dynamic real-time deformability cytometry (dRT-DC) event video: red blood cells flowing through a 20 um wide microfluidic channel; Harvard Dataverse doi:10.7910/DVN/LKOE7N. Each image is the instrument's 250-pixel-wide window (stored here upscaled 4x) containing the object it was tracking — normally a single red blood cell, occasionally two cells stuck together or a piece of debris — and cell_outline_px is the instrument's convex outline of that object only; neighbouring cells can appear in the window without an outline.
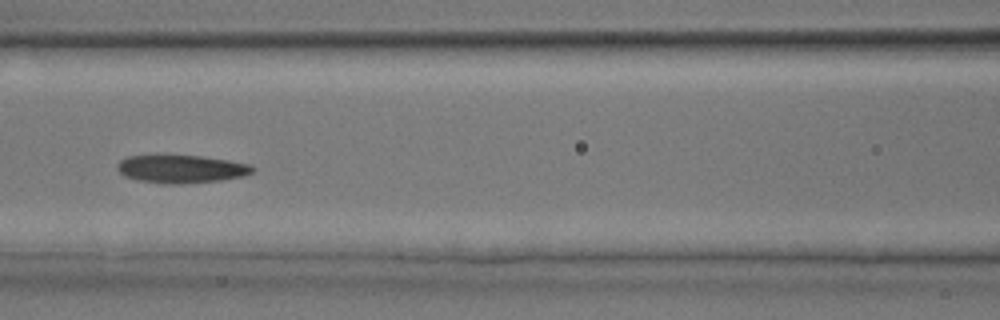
{"species": "common noctule bat (a hibernating species)", "species_latin": "Nyctalus noctula", "temperature_condition": "room temperature", "stored_images_in_passage": 39, "camera_frame_rate_fps": 3000, "um_per_image_px": 0.085, "animal": {"sex": "male", "body_mass_g": 17.9, "forearm_length_mm": 54.2}, "frame": {"image": 1, "passage_image": 17, "time_ms": 5.333, "image_size_px": [1000, 320], "cell_outline_px": [[256, 168], [252, 172], [244, 176], [220, 180], [180, 184], [160, 184], [136, 180], [124, 176], [116, 168], [116, 164], [120, 160], [128, 156], [200, 156], [228, 160], [248, 164]], "centroid_in_image_um": [15.37, 14.38], "position_along_channel_um": 151.2, "area_um2": 22.02}}
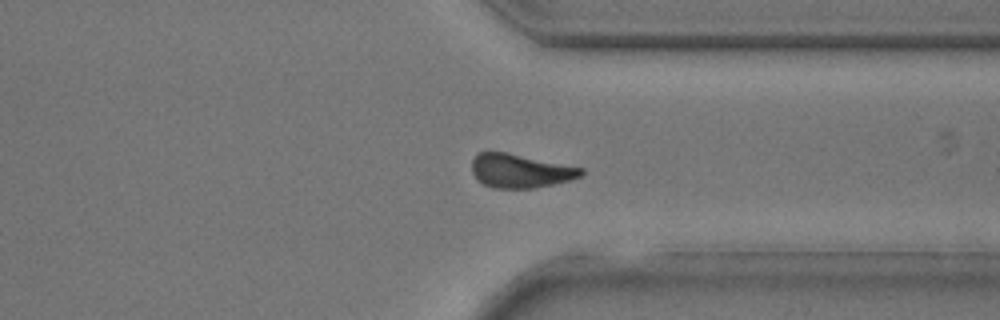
{"frame": {"image": 2, "passage_image": 29, "time_ms": 9.333, "image_size_px": [1000, 320], "cell_outline_px": [[584, 172], [580, 176], [572, 180], [532, 188], [492, 188], [476, 180], [472, 172], [472, 160], [476, 152], [508, 152], [584, 168]], "centroid_in_image_um": [44.2, 14.52], "position_along_channel_um": 367.2, "area_um2": 21.68}}
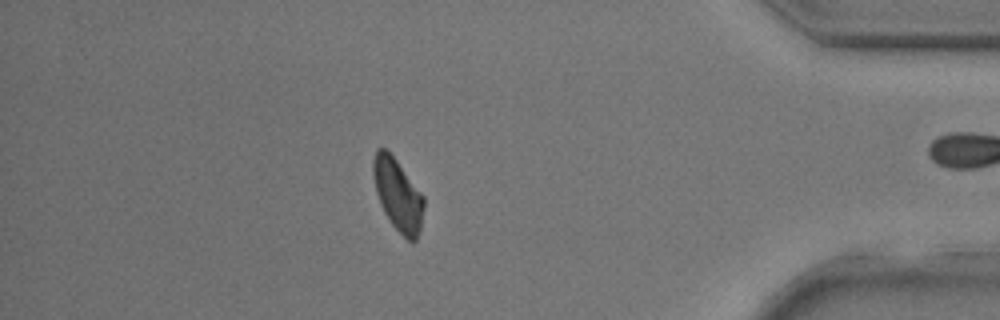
{"frame": {"image": 3, "passage_image": 33, "time_ms": 10.667, "image_size_px": [1000, 320], "cell_outline_px": [[424, 208], [420, 228], [416, 240], [412, 244], [392, 224], [384, 212], [380, 204], [376, 192], [372, 172], [372, 160], [376, 148], [384, 148], [396, 160], [424, 196]], "centroid_in_image_um": [33.8, 16.55], "position_along_channel_um": 401.4, "area_um2": 21.1}}